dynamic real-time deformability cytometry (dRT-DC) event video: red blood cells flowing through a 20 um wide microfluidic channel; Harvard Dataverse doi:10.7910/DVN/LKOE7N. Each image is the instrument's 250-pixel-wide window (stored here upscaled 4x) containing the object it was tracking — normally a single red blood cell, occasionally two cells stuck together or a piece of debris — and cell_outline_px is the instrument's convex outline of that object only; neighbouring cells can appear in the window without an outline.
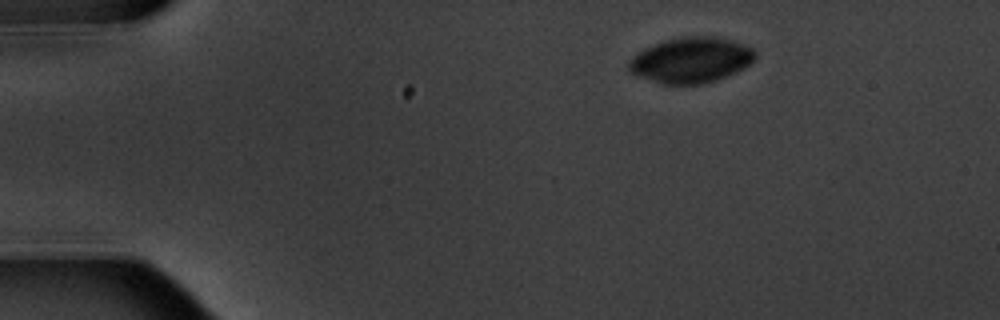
{"species": "common noctule bat (a hibernating species)", "species_latin": "Nyctalus noctula", "temperature_condition": "warm", "stored_images_in_passage": 9, "camera_frame_rate_fps": 3000, "um_per_image_px": 0.085, "animal": {"sex": "male", "body_mass_g": 20.1, "forearm_length_mm": 53.5}, "frame": {"image": 1, "passage_image": 1, "time_ms": 0.0, "image_size_px": [1000, 320], "cell_outline_px": [[756, 56], [744, 68], [736, 72], [716, 80], [700, 84], [660, 84], [636, 76], [628, 72], [628, 60], [636, 52], [652, 44], [664, 40], [680, 36], [712, 36], [732, 40], [752, 48], [756, 52]], "centroid_in_image_um": [58.66, 5.1], "position_along_channel_um": 26.3, "area_um2": 33.87}}